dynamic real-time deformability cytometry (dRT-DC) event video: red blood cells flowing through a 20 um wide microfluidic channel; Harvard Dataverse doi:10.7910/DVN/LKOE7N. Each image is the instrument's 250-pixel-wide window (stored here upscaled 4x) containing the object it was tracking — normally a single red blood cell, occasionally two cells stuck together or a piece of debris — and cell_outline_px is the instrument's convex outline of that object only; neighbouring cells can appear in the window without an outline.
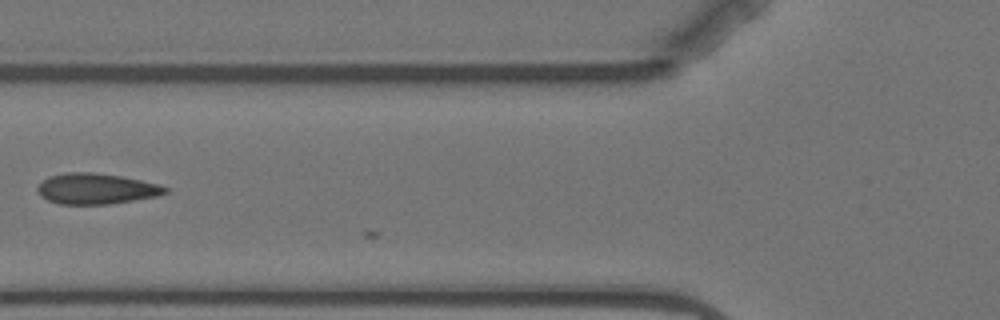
{"species": "Egyptian fruit bat (a non-hibernating species)", "species_latin": "Rousettus aegyptiacus", "temperature_condition": "warm", "stored_images_in_passage": 6, "camera_frame_rate_fps": 3000, "um_per_image_px": 0.085, "animal": {"sex": "female"}, "frame": {"image": 1, "passage_image": 6, "time_ms": 5.667, "image_size_px": [1000, 320], "cell_outline_px": [[168, 192], [156, 196], [108, 204], [60, 204], [48, 200], [40, 196], [36, 188], [48, 176], [64, 172], [96, 172], [120, 176], [160, 184], [168, 188]], "centroid_in_image_um": [8.15, 16.03], "position_along_channel_um": 117.6, "area_um2": 22.83}}